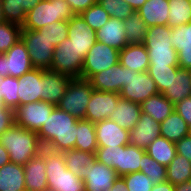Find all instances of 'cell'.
<instances>
[{"label": "cell", "mask_w": 191, "mask_h": 191, "mask_svg": "<svg viewBox=\"0 0 191 191\" xmlns=\"http://www.w3.org/2000/svg\"><path fill=\"white\" fill-rule=\"evenodd\" d=\"M77 121L56 106L37 133L42 146L57 152L75 149Z\"/></svg>", "instance_id": "1"}, {"label": "cell", "mask_w": 191, "mask_h": 191, "mask_svg": "<svg viewBox=\"0 0 191 191\" xmlns=\"http://www.w3.org/2000/svg\"><path fill=\"white\" fill-rule=\"evenodd\" d=\"M0 144L7 150L10 162L25 165L43 148L36 132L15 123L0 136Z\"/></svg>", "instance_id": "2"}, {"label": "cell", "mask_w": 191, "mask_h": 191, "mask_svg": "<svg viewBox=\"0 0 191 191\" xmlns=\"http://www.w3.org/2000/svg\"><path fill=\"white\" fill-rule=\"evenodd\" d=\"M48 187L56 191H85L84 180L67 169L62 152L43 147Z\"/></svg>", "instance_id": "3"}, {"label": "cell", "mask_w": 191, "mask_h": 191, "mask_svg": "<svg viewBox=\"0 0 191 191\" xmlns=\"http://www.w3.org/2000/svg\"><path fill=\"white\" fill-rule=\"evenodd\" d=\"M149 55L150 65L178 66V55L171 42V27L155 25L149 27L143 42Z\"/></svg>", "instance_id": "4"}, {"label": "cell", "mask_w": 191, "mask_h": 191, "mask_svg": "<svg viewBox=\"0 0 191 191\" xmlns=\"http://www.w3.org/2000/svg\"><path fill=\"white\" fill-rule=\"evenodd\" d=\"M75 14L65 0H41L26 13L22 29L39 30L47 24L69 21Z\"/></svg>", "instance_id": "5"}, {"label": "cell", "mask_w": 191, "mask_h": 191, "mask_svg": "<svg viewBox=\"0 0 191 191\" xmlns=\"http://www.w3.org/2000/svg\"><path fill=\"white\" fill-rule=\"evenodd\" d=\"M21 39L29 52L32 66L45 70L50 69L56 46L50 42L47 29L44 27L39 30L22 29Z\"/></svg>", "instance_id": "6"}, {"label": "cell", "mask_w": 191, "mask_h": 191, "mask_svg": "<svg viewBox=\"0 0 191 191\" xmlns=\"http://www.w3.org/2000/svg\"><path fill=\"white\" fill-rule=\"evenodd\" d=\"M92 92L93 87L89 80L72 78L57 107L78 120L85 119Z\"/></svg>", "instance_id": "7"}, {"label": "cell", "mask_w": 191, "mask_h": 191, "mask_svg": "<svg viewBox=\"0 0 191 191\" xmlns=\"http://www.w3.org/2000/svg\"><path fill=\"white\" fill-rule=\"evenodd\" d=\"M119 62V51L97 41L83 60L81 78L89 80L94 74L111 68Z\"/></svg>", "instance_id": "8"}, {"label": "cell", "mask_w": 191, "mask_h": 191, "mask_svg": "<svg viewBox=\"0 0 191 191\" xmlns=\"http://www.w3.org/2000/svg\"><path fill=\"white\" fill-rule=\"evenodd\" d=\"M83 59L69 38L59 43L53 52L52 65L49 70L67 74L72 78H81Z\"/></svg>", "instance_id": "9"}, {"label": "cell", "mask_w": 191, "mask_h": 191, "mask_svg": "<svg viewBox=\"0 0 191 191\" xmlns=\"http://www.w3.org/2000/svg\"><path fill=\"white\" fill-rule=\"evenodd\" d=\"M55 107L45 101L19 105L14 110L15 124L38 133Z\"/></svg>", "instance_id": "10"}, {"label": "cell", "mask_w": 191, "mask_h": 191, "mask_svg": "<svg viewBox=\"0 0 191 191\" xmlns=\"http://www.w3.org/2000/svg\"><path fill=\"white\" fill-rule=\"evenodd\" d=\"M159 93L155 81L148 72H134L130 69V79L122 87L121 98L142 104L152 95Z\"/></svg>", "instance_id": "11"}, {"label": "cell", "mask_w": 191, "mask_h": 191, "mask_svg": "<svg viewBox=\"0 0 191 191\" xmlns=\"http://www.w3.org/2000/svg\"><path fill=\"white\" fill-rule=\"evenodd\" d=\"M119 99L120 95L118 93L93 89L87 105L85 120L96 124L102 120L109 119Z\"/></svg>", "instance_id": "12"}, {"label": "cell", "mask_w": 191, "mask_h": 191, "mask_svg": "<svg viewBox=\"0 0 191 191\" xmlns=\"http://www.w3.org/2000/svg\"><path fill=\"white\" fill-rule=\"evenodd\" d=\"M130 79V68L123 67L119 62L111 68L94 74L90 83L95 90L118 93Z\"/></svg>", "instance_id": "13"}, {"label": "cell", "mask_w": 191, "mask_h": 191, "mask_svg": "<svg viewBox=\"0 0 191 191\" xmlns=\"http://www.w3.org/2000/svg\"><path fill=\"white\" fill-rule=\"evenodd\" d=\"M68 38L83 60L91 47L97 42L96 31L88 26L80 14L74 15L68 21Z\"/></svg>", "instance_id": "14"}, {"label": "cell", "mask_w": 191, "mask_h": 191, "mask_svg": "<svg viewBox=\"0 0 191 191\" xmlns=\"http://www.w3.org/2000/svg\"><path fill=\"white\" fill-rule=\"evenodd\" d=\"M117 178L118 175L113 168L97 160L92 166L86 167L85 175L82 177L85 191H109Z\"/></svg>", "instance_id": "15"}, {"label": "cell", "mask_w": 191, "mask_h": 191, "mask_svg": "<svg viewBox=\"0 0 191 191\" xmlns=\"http://www.w3.org/2000/svg\"><path fill=\"white\" fill-rule=\"evenodd\" d=\"M19 105L42 101L43 69L33 68L18 78Z\"/></svg>", "instance_id": "16"}, {"label": "cell", "mask_w": 191, "mask_h": 191, "mask_svg": "<svg viewBox=\"0 0 191 191\" xmlns=\"http://www.w3.org/2000/svg\"><path fill=\"white\" fill-rule=\"evenodd\" d=\"M160 134V122L154 120L150 115L141 113L135 127L129 131V144L146 150Z\"/></svg>", "instance_id": "17"}, {"label": "cell", "mask_w": 191, "mask_h": 191, "mask_svg": "<svg viewBox=\"0 0 191 191\" xmlns=\"http://www.w3.org/2000/svg\"><path fill=\"white\" fill-rule=\"evenodd\" d=\"M98 147L126 146L129 144V131L121 128L110 119L95 124Z\"/></svg>", "instance_id": "18"}, {"label": "cell", "mask_w": 191, "mask_h": 191, "mask_svg": "<svg viewBox=\"0 0 191 191\" xmlns=\"http://www.w3.org/2000/svg\"><path fill=\"white\" fill-rule=\"evenodd\" d=\"M71 80L67 74L43 69L42 101L57 106Z\"/></svg>", "instance_id": "19"}, {"label": "cell", "mask_w": 191, "mask_h": 191, "mask_svg": "<svg viewBox=\"0 0 191 191\" xmlns=\"http://www.w3.org/2000/svg\"><path fill=\"white\" fill-rule=\"evenodd\" d=\"M146 150L128 144L126 146H117L116 163H113V169L118 176L139 172L142 168L143 155Z\"/></svg>", "instance_id": "20"}, {"label": "cell", "mask_w": 191, "mask_h": 191, "mask_svg": "<svg viewBox=\"0 0 191 191\" xmlns=\"http://www.w3.org/2000/svg\"><path fill=\"white\" fill-rule=\"evenodd\" d=\"M171 42L178 55V66L191 70V22L171 28Z\"/></svg>", "instance_id": "21"}, {"label": "cell", "mask_w": 191, "mask_h": 191, "mask_svg": "<svg viewBox=\"0 0 191 191\" xmlns=\"http://www.w3.org/2000/svg\"><path fill=\"white\" fill-rule=\"evenodd\" d=\"M4 54L7 56L6 66L8 76L19 78L34 68L30 61L29 52L22 39H19Z\"/></svg>", "instance_id": "22"}, {"label": "cell", "mask_w": 191, "mask_h": 191, "mask_svg": "<svg viewBox=\"0 0 191 191\" xmlns=\"http://www.w3.org/2000/svg\"><path fill=\"white\" fill-rule=\"evenodd\" d=\"M44 154L40 152L24 165L26 191H43L48 187Z\"/></svg>", "instance_id": "23"}, {"label": "cell", "mask_w": 191, "mask_h": 191, "mask_svg": "<svg viewBox=\"0 0 191 191\" xmlns=\"http://www.w3.org/2000/svg\"><path fill=\"white\" fill-rule=\"evenodd\" d=\"M119 63L134 72H147L149 55L144 44H128L119 51Z\"/></svg>", "instance_id": "24"}, {"label": "cell", "mask_w": 191, "mask_h": 191, "mask_svg": "<svg viewBox=\"0 0 191 191\" xmlns=\"http://www.w3.org/2000/svg\"><path fill=\"white\" fill-rule=\"evenodd\" d=\"M97 41L120 51L128 45L124 21L110 17L106 24L96 31Z\"/></svg>", "instance_id": "25"}, {"label": "cell", "mask_w": 191, "mask_h": 191, "mask_svg": "<svg viewBox=\"0 0 191 191\" xmlns=\"http://www.w3.org/2000/svg\"><path fill=\"white\" fill-rule=\"evenodd\" d=\"M174 105L191 96V70L177 68L173 72L169 87L162 93Z\"/></svg>", "instance_id": "26"}, {"label": "cell", "mask_w": 191, "mask_h": 191, "mask_svg": "<svg viewBox=\"0 0 191 191\" xmlns=\"http://www.w3.org/2000/svg\"><path fill=\"white\" fill-rule=\"evenodd\" d=\"M142 113L141 104L120 97L110 120L116 122L121 128L132 130Z\"/></svg>", "instance_id": "27"}, {"label": "cell", "mask_w": 191, "mask_h": 191, "mask_svg": "<svg viewBox=\"0 0 191 191\" xmlns=\"http://www.w3.org/2000/svg\"><path fill=\"white\" fill-rule=\"evenodd\" d=\"M147 27L167 25L169 17L168 0H147L137 11Z\"/></svg>", "instance_id": "28"}, {"label": "cell", "mask_w": 191, "mask_h": 191, "mask_svg": "<svg viewBox=\"0 0 191 191\" xmlns=\"http://www.w3.org/2000/svg\"><path fill=\"white\" fill-rule=\"evenodd\" d=\"M24 165L9 162L0 168V191H26Z\"/></svg>", "instance_id": "29"}, {"label": "cell", "mask_w": 191, "mask_h": 191, "mask_svg": "<svg viewBox=\"0 0 191 191\" xmlns=\"http://www.w3.org/2000/svg\"><path fill=\"white\" fill-rule=\"evenodd\" d=\"M41 0H2L4 21L23 25L26 13Z\"/></svg>", "instance_id": "30"}, {"label": "cell", "mask_w": 191, "mask_h": 191, "mask_svg": "<svg viewBox=\"0 0 191 191\" xmlns=\"http://www.w3.org/2000/svg\"><path fill=\"white\" fill-rule=\"evenodd\" d=\"M142 113L150 115L157 122H162L173 111L174 104L171 103L163 94L152 95L141 104Z\"/></svg>", "instance_id": "31"}, {"label": "cell", "mask_w": 191, "mask_h": 191, "mask_svg": "<svg viewBox=\"0 0 191 191\" xmlns=\"http://www.w3.org/2000/svg\"><path fill=\"white\" fill-rule=\"evenodd\" d=\"M97 148L95 124L85 119H79L77 121L75 150L95 154Z\"/></svg>", "instance_id": "32"}, {"label": "cell", "mask_w": 191, "mask_h": 191, "mask_svg": "<svg viewBox=\"0 0 191 191\" xmlns=\"http://www.w3.org/2000/svg\"><path fill=\"white\" fill-rule=\"evenodd\" d=\"M189 129L185 120L175 110L160 123L161 136L172 142L189 135Z\"/></svg>", "instance_id": "33"}, {"label": "cell", "mask_w": 191, "mask_h": 191, "mask_svg": "<svg viewBox=\"0 0 191 191\" xmlns=\"http://www.w3.org/2000/svg\"><path fill=\"white\" fill-rule=\"evenodd\" d=\"M146 152L151 158L165 167L169 165L177 154L175 142L169 141L162 136L157 137L152 143H150Z\"/></svg>", "instance_id": "34"}, {"label": "cell", "mask_w": 191, "mask_h": 191, "mask_svg": "<svg viewBox=\"0 0 191 191\" xmlns=\"http://www.w3.org/2000/svg\"><path fill=\"white\" fill-rule=\"evenodd\" d=\"M67 169L81 178L85 175L86 167L93 165L95 154L75 149L62 152Z\"/></svg>", "instance_id": "35"}, {"label": "cell", "mask_w": 191, "mask_h": 191, "mask_svg": "<svg viewBox=\"0 0 191 191\" xmlns=\"http://www.w3.org/2000/svg\"><path fill=\"white\" fill-rule=\"evenodd\" d=\"M166 177L174 186L191 180V161L176 154L166 167Z\"/></svg>", "instance_id": "36"}, {"label": "cell", "mask_w": 191, "mask_h": 191, "mask_svg": "<svg viewBox=\"0 0 191 191\" xmlns=\"http://www.w3.org/2000/svg\"><path fill=\"white\" fill-rule=\"evenodd\" d=\"M126 41L128 44H142L148 30L147 24L137 12H133L124 20Z\"/></svg>", "instance_id": "37"}, {"label": "cell", "mask_w": 191, "mask_h": 191, "mask_svg": "<svg viewBox=\"0 0 191 191\" xmlns=\"http://www.w3.org/2000/svg\"><path fill=\"white\" fill-rule=\"evenodd\" d=\"M169 17L167 25L171 28L191 22V6L189 0H168Z\"/></svg>", "instance_id": "38"}, {"label": "cell", "mask_w": 191, "mask_h": 191, "mask_svg": "<svg viewBox=\"0 0 191 191\" xmlns=\"http://www.w3.org/2000/svg\"><path fill=\"white\" fill-rule=\"evenodd\" d=\"M18 78L7 76L0 81V94L4 107L15 110L19 106Z\"/></svg>", "instance_id": "39"}, {"label": "cell", "mask_w": 191, "mask_h": 191, "mask_svg": "<svg viewBox=\"0 0 191 191\" xmlns=\"http://www.w3.org/2000/svg\"><path fill=\"white\" fill-rule=\"evenodd\" d=\"M22 27L19 24L3 21L0 23V53H6L19 39Z\"/></svg>", "instance_id": "40"}, {"label": "cell", "mask_w": 191, "mask_h": 191, "mask_svg": "<svg viewBox=\"0 0 191 191\" xmlns=\"http://www.w3.org/2000/svg\"><path fill=\"white\" fill-rule=\"evenodd\" d=\"M178 67L149 65L147 72L155 81L159 93L162 94L169 87L173 72H176Z\"/></svg>", "instance_id": "41"}, {"label": "cell", "mask_w": 191, "mask_h": 191, "mask_svg": "<svg viewBox=\"0 0 191 191\" xmlns=\"http://www.w3.org/2000/svg\"><path fill=\"white\" fill-rule=\"evenodd\" d=\"M140 172L146 174L154 184L167 180L166 167L151 158L147 152L143 155V163Z\"/></svg>", "instance_id": "42"}, {"label": "cell", "mask_w": 191, "mask_h": 191, "mask_svg": "<svg viewBox=\"0 0 191 191\" xmlns=\"http://www.w3.org/2000/svg\"><path fill=\"white\" fill-rule=\"evenodd\" d=\"M80 15L86 21L88 26L95 31L104 26L110 18L109 14L98 2L83 11Z\"/></svg>", "instance_id": "43"}, {"label": "cell", "mask_w": 191, "mask_h": 191, "mask_svg": "<svg viewBox=\"0 0 191 191\" xmlns=\"http://www.w3.org/2000/svg\"><path fill=\"white\" fill-rule=\"evenodd\" d=\"M98 3L109 14V17L124 21L134 10L124 0H98Z\"/></svg>", "instance_id": "44"}, {"label": "cell", "mask_w": 191, "mask_h": 191, "mask_svg": "<svg viewBox=\"0 0 191 191\" xmlns=\"http://www.w3.org/2000/svg\"><path fill=\"white\" fill-rule=\"evenodd\" d=\"M127 186L128 191H151L154 183L142 172H133L121 176Z\"/></svg>", "instance_id": "45"}, {"label": "cell", "mask_w": 191, "mask_h": 191, "mask_svg": "<svg viewBox=\"0 0 191 191\" xmlns=\"http://www.w3.org/2000/svg\"><path fill=\"white\" fill-rule=\"evenodd\" d=\"M50 42L57 46L68 38V21H58L44 26Z\"/></svg>", "instance_id": "46"}, {"label": "cell", "mask_w": 191, "mask_h": 191, "mask_svg": "<svg viewBox=\"0 0 191 191\" xmlns=\"http://www.w3.org/2000/svg\"><path fill=\"white\" fill-rule=\"evenodd\" d=\"M117 146L115 147H98L95 152L96 160L113 168V163H116Z\"/></svg>", "instance_id": "47"}, {"label": "cell", "mask_w": 191, "mask_h": 191, "mask_svg": "<svg viewBox=\"0 0 191 191\" xmlns=\"http://www.w3.org/2000/svg\"><path fill=\"white\" fill-rule=\"evenodd\" d=\"M174 110L185 120L189 128L191 127V96L184 98L174 105Z\"/></svg>", "instance_id": "48"}, {"label": "cell", "mask_w": 191, "mask_h": 191, "mask_svg": "<svg viewBox=\"0 0 191 191\" xmlns=\"http://www.w3.org/2000/svg\"><path fill=\"white\" fill-rule=\"evenodd\" d=\"M15 123L14 110L4 107L0 110V136Z\"/></svg>", "instance_id": "49"}, {"label": "cell", "mask_w": 191, "mask_h": 191, "mask_svg": "<svg viewBox=\"0 0 191 191\" xmlns=\"http://www.w3.org/2000/svg\"><path fill=\"white\" fill-rule=\"evenodd\" d=\"M176 152L178 155L186 157L191 161V135H187L175 142Z\"/></svg>", "instance_id": "50"}, {"label": "cell", "mask_w": 191, "mask_h": 191, "mask_svg": "<svg viewBox=\"0 0 191 191\" xmlns=\"http://www.w3.org/2000/svg\"><path fill=\"white\" fill-rule=\"evenodd\" d=\"M69 3L70 9L75 15L81 14L98 0H65Z\"/></svg>", "instance_id": "51"}, {"label": "cell", "mask_w": 191, "mask_h": 191, "mask_svg": "<svg viewBox=\"0 0 191 191\" xmlns=\"http://www.w3.org/2000/svg\"><path fill=\"white\" fill-rule=\"evenodd\" d=\"M174 189L175 186L166 180L164 182L154 184L151 191H174Z\"/></svg>", "instance_id": "52"}, {"label": "cell", "mask_w": 191, "mask_h": 191, "mask_svg": "<svg viewBox=\"0 0 191 191\" xmlns=\"http://www.w3.org/2000/svg\"><path fill=\"white\" fill-rule=\"evenodd\" d=\"M109 191H128L124 179L121 176H118Z\"/></svg>", "instance_id": "53"}, {"label": "cell", "mask_w": 191, "mask_h": 191, "mask_svg": "<svg viewBox=\"0 0 191 191\" xmlns=\"http://www.w3.org/2000/svg\"><path fill=\"white\" fill-rule=\"evenodd\" d=\"M6 61H7V56L5 54L0 53V75L2 77L8 76Z\"/></svg>", "instance_id": "54"}, {"label": "cell", "mask_w": 191, "mask_h": 191, "mask_svg": "<svg viewBox=\"0 0 191 191\" xmlns=\"http://www.w3.org/2000/svg\"><path fill=\"white\" fill-rule=\"evenodd\" d=\"M10 158L7 150L3 147V145L0 144V168L9 163Z\"/></svg>", "instance_id": "55"}, {"label": "cell", "mask_w": 191, "mask_h": 191, "mask_svg": "<svg viewBox=\"0 0 191 191\" xmlns=\"http://www.w3.org/2000/svg\"><path fill=\"white\" fill-rule=\"evenodd\" d=\"M136 12L147 0H124Z\"/></svg>", "instance_id": "56"}, {"label": "cell", "mask_w": 191, "mask_h": 191, "mask_svg": "<svg viewBox=\"0 0 191 191\" xmlns=\"http://www.w3.org/2000/svg\"><path fill=\"white\" fill-rule=\"evenodd\" d=\"M174 191H191V180L182 182L181 184L175 186Z\"/></svg>", "instance_id": "57"}, {"label": "cell", "mask_w": 191, "mask_h": 191, "mask_svg": "<svg viewBox=\"0 0 191 191\" xmlns=\"http://www.w3.org/2000/svg\"><path fill=\"white\" fill-rule=\"evenodd\" d=\"M4 21L3 10H2V0H0V23Z\"/></svg>", "instance_id": "58"}, {"label": "cell", "mask_w": 191, "mask_h": 191, "mask_svg": "<svg viewBox=\"0 0 191 191\" xmlns=\"http://www.w3.org/2000/svg\"><path fill=\"white\" fill-rule=\"evenodd\" d=\"M2 80V76L0 75V81ZM4 108V105H3V98H2V95L0 94V110Z\"/></svg>", "instance_id": "59"}, {"label": "cell", "mask_w": 191, "mask_h": 191, "mask_svg": "<svg viewBox=\"0 0 191 191\" xmlns=\"http://www.w3.org/2000/svg\"><path fill=\"white\" fill-rule=\"evenodd\" d=\"M43 191H56L55 189L49 188L47 187L46 189H44Z\"/></svg>", "instance_id": "60"}]
</instances>
